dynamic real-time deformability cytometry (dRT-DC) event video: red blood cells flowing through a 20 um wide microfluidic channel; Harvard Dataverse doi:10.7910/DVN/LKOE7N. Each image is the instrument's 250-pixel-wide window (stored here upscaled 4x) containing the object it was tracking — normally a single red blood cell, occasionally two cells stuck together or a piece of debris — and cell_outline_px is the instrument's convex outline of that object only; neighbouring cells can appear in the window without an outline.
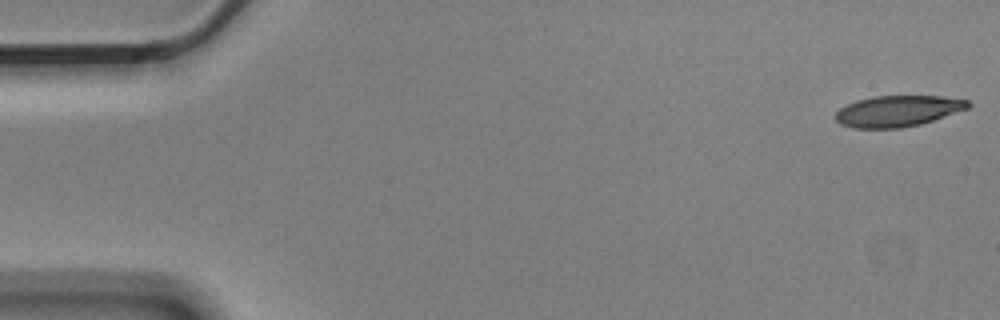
{"species": "Egyptian fruit bat (a non-hibernating species)", "species_latin": "Rousettus aegyptiacus", "temperature_condition": "cold", "stored_images_in_passage": 6, "camera_frame_rate_fps": 3000, "um_per_image_px": 0.085, "animal": {"sex": "male"}, "frame": {"image": 1, "passage_image": 6, "time_ms": 1.667, "image_size_px": [1000, 320], "cell_outline_px": [[972, 104], [968, 108], [920, 124], [900, 128], [852, 128], [840, 124], [836, 120], [836, 112], [840, 108], [856, 100], [872, 96], [944, 96], [968, 100]], "centroid_in_image_um": [76.3, 9.43], "position_along_channel_um": 8.7, "area_um2": 23.93}}